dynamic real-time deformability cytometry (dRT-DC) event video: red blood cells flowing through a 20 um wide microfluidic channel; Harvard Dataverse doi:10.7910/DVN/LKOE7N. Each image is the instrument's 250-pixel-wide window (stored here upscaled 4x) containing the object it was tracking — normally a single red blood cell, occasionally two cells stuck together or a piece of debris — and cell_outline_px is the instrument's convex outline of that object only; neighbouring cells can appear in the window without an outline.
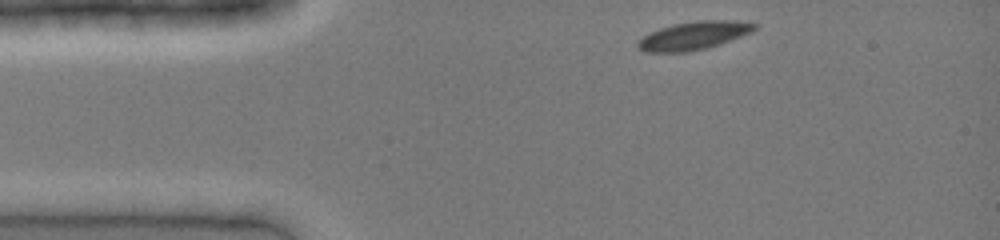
{"species": "common noctule bat (a hibernating species)", "species_latin": "Nyctalus noctula", "temperature_condition": "cold", "stored_images_in_passage": 32, "camera_frame_rate_fps": 3000, "um_per_image_px": 0.085, "animal": {"sex": "female", "body_mass_g": 19.0, "forearm_length_mm": 51.5}, "frame": {"image": 1, "passage_image": 1, "time_ms": 0.0, "image_size_px": [1000, 240], "cell_outline_px": [[756, 28], [752, 32], [720, 44], [708, 48], [688, 52], [644, 52], [636, 44], [644, 36], [660, 28], [676, 24], [696, 20], [724, 20], [756, 24]], "centroid_in_image_um": [58.96, 3.04], "position_along_channel_um": 26.0, "area_um2": 18.84}}
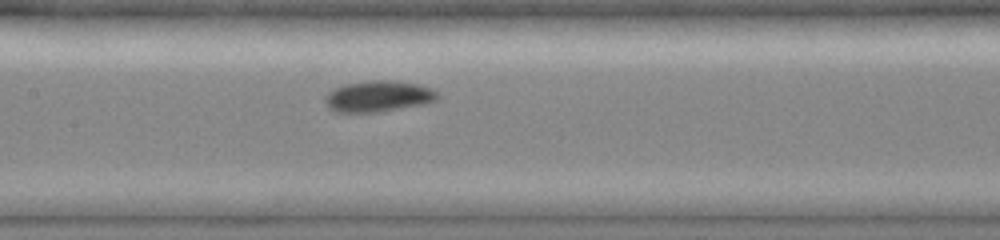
{"frame": {"image": 2, "passage_image": 14, "time_ms": 4.333, "image_size_px": [1000, 240], "cell_outline_px": [[440, 96], [436, 100], [420, 104], [376, 112], [336, 112], [328, 108], [328, 92], [336, 88], [348, 84], [372, 80], [392, 80], [416, 84], [432, 88]], "centroid_in_image_um": [32.19, 8.18], "position_along_channel_um": 175.2, "area_um2": 19.77}}
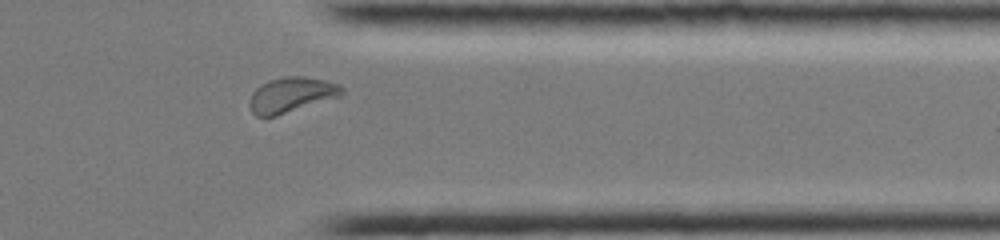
{"frame": {"image": 3, "passage_image": 28, "time_ms": 9.0, "image_size_px": [1000, 240], "cell_outline_px": [[344, 92], [340, 96], [276, 116], [256, 116], [252, 112], [248, 104], [252, 92], [260, 84], [268, 80], [284, 76], [304, 76], [324, 80], [340, 84], [344, 88]], "centroid_in_image_um": [24.75, 8.05], "position_along_channel_um": 386.7, "area_um2": 19.02}}